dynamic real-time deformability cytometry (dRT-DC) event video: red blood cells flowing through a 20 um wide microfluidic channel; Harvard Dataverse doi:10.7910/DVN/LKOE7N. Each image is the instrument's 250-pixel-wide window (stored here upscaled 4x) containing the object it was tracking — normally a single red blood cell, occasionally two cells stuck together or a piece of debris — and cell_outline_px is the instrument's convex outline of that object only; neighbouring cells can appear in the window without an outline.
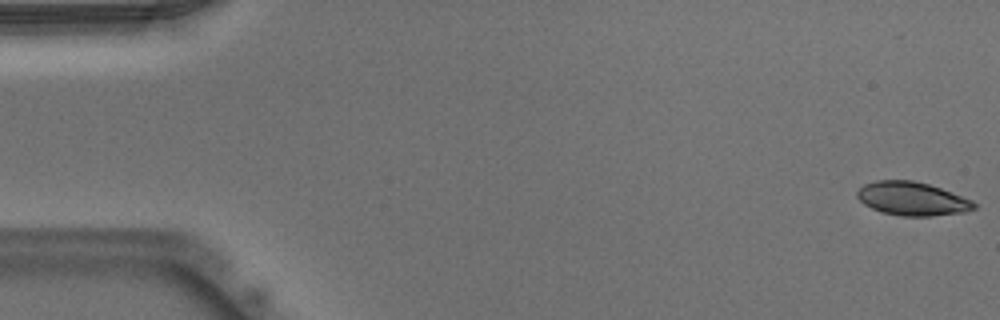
{"species": "Egyptian fruit bat (a non-hibernating species)", "species_latin": "Rousettus aegyptiacus", "temperature_condition": "warm", "stored_images_in_passage": 16, "camera_frame_rate_fps": 3000, "um_per_image_px": 0.085, "animal": {"sex": "male"}, "frame": {"image": 1, "passage_image": 1, "time_ms": 0.0, "image_size_px": [1000, 320], "cell_outline_px": [[976, 208], [964, 212], [928, 216], [904, 216], [884, 212], [872, 208], [864, 204], [856, 196], [856, 192], [864, 184], [876, 180], [912, 180], [928, 184], [940, 188], [972, 200], [976, 204]], "centroid_in_image_um": [77.52, 16.88], "position_along_channel_um": 7.5, "area_um2": 22.6}}
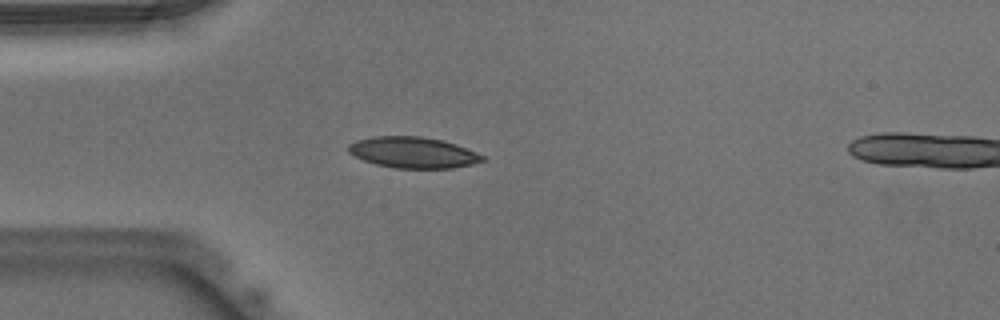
{"frame": {"image": 2, "passage_image": 14, "time_ms": 4.333, "image_size_px": [1000, 320], "cell_outline_px": [[488, 160], [472, 164], [452, 168], [396, 168], [376, 164], [364, 160], [348, 152], [348, 144], [356, 140], [372, 136], [420, 136], [444, 140], [456, 144], [476, 152], [484, 156]], "centroid_in_image_um": [35.13, 12.95], "position_along_channel_um": 49.9, "area_um2": 24.33}}